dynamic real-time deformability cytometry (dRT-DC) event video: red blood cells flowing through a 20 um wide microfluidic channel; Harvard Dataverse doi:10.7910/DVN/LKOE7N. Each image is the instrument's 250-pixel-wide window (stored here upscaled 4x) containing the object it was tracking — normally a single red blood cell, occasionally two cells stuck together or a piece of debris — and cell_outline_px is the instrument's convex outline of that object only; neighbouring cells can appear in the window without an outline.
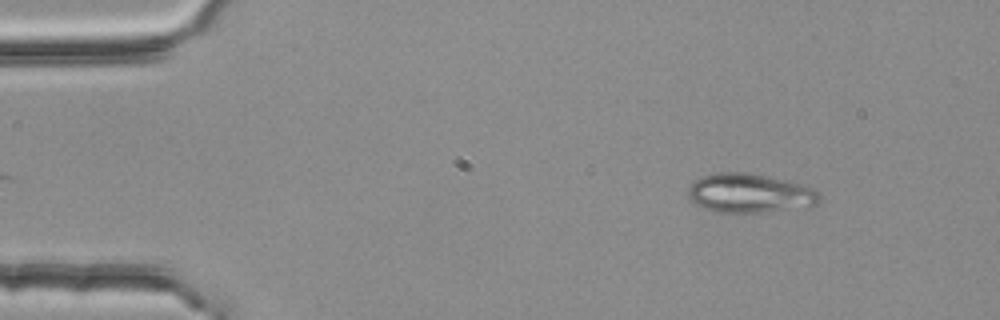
{"species": "common noctule bat (a hibernating species)", "species_latin": "Nyctalus noctula", "temperature_condition": "room temperature", "stored_images_in_passage": 50, "camera_frame_rate_fps": 3000, "um_per_image_px": 0.085, "animal": {"sex": "female", "body_mass_g": 25.1}, "frame": {"image": 1, "passage_image": 3, "time_ms": 0.667, "image_size_px": [1000, 320], "cell_outline_px": [[820, 200], [816, 204], [764, 212], [712, 212], [696, 204], [688, 196], [688, 188], [696, 180], [704, 176], [720, 172], [748, 172], [804, 184], [820, 192]], "centroid_in_image_um": [63.72, 16.41], "position_along_channel_um": 21.3, "area_um2": 29.65}}
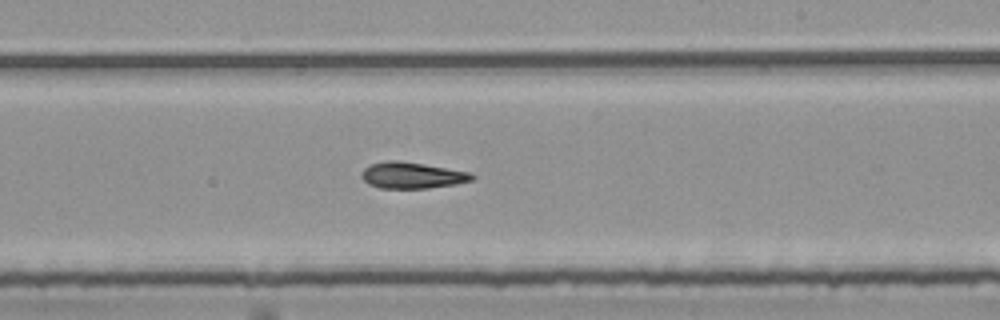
{"frame": {"image": 2, "passage_image": 28, "time_ms": 9.0, "image_size_px": [1000, 320], "cell_outline_px": [[476, 176], [472, 180], [456, 184], [428, 188], [380, 188], [368, 184], [360, 176], [360, 172], [364, 168], [372, 164], [388, 160], [396, 160], [424, 164], [472, 172]], "centroid_in_image_um": [35.03, 14.9], "position_along_channel_um": 254.0, "area_um2": 16.99}}
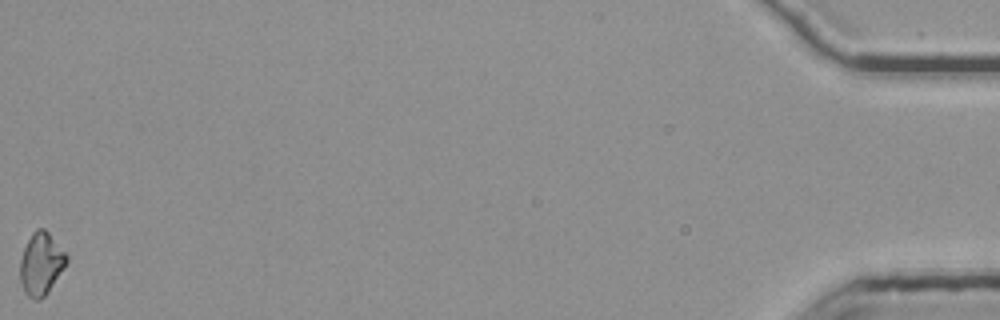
{"frame": {"image": 3, "passage_image": 50, "time_ms": 16.333, "image_size_px": [1000, 320], "cell_outline_px": [[68, 260], [64, 268], [48, 292], [40, 300], [36, 300], [28, 296], [24, 292], [20, 280], [20, 260], [24, 248], [32, 232], [36, 228], [44, 228], [48, 232], [68, 256]], "centroid_in_image_um": [3.49, 22.43], "position_along_channel_um": 431.7, "area_um2": 16.82}, "authors_computed_cell_mechanics": {"area_um2": 16.9643, "velocity_mm_per_s": 3.8128, "shape_relaxation_time_tau1_ms": null, "shape_relaxation_time_tau2_ms": 7.2225, "deformation_change_tau1": null, "deformation_change_tau2": 0.1427}}